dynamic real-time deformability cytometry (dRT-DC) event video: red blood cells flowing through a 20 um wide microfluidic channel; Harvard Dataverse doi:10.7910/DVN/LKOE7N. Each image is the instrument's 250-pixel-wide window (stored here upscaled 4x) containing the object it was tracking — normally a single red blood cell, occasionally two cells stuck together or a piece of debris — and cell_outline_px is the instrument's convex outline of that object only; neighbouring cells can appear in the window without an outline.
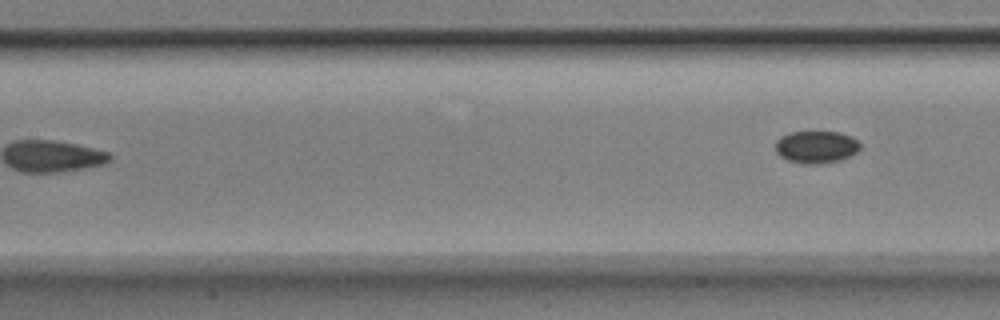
{"species": "Egyptian fruit bat (a non-hibernating species)", "species_latin": "Rousettus aegyptiacus", "temperature_condition": "room temperature", "stored_images_in_passage": 8, "segment_of_instrument_passage": [2, 2], "camera_frame_rate_fps": 3000, "um_per_image_px": 0.085, "animal": {"sex": "male"}, "frame": {"image": 1, "passage_image": 8, "time_ms": 2.333, "image_size_px": [1000, 320], "cell_outline_px": [[860, 148], [856, 152], [840, 160], [812, 164], [804, 164], [788, 160], [780, 156], [776, 152], [776, 140], [780, 136], [792, 132], [840, 132], [852, 136], [860, 144]], "centroid_in_image_um": [69.36, 12.48], "position_along_channel_um": 138.0, "area_um2": 15.84}}